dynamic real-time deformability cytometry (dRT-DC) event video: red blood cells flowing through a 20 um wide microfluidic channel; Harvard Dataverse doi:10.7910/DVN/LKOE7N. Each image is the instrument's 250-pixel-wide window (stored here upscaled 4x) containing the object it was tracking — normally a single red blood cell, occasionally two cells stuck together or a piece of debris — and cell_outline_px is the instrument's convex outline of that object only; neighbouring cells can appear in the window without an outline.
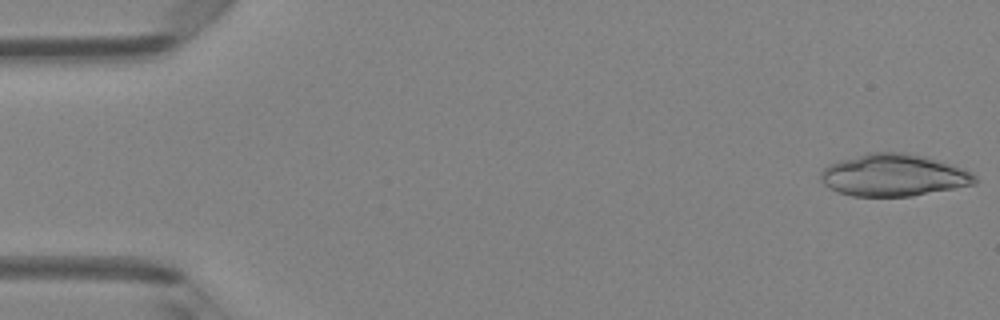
{"species": "Egyptian fruit bat (a non-hibernating species)", "species_latin": "Rousettus aegyptiacus", "temperature_condition": "room temperature", "stored_images_in_passage": 47, "camera_frame_rate_fps": 3000, "um_per_image_px": 0.085, "animal": {"sex": "female"}, "frame": {"image": 1, "passage_image": 1, "time_ms": 0.0, "image_size_px": [1000, 320], "cell_outline_px": [[976, 184], [912, 196], [852, 196], [840, 192], [824, 184], [820, 180], [820, 172], [828, 164], [840, 160], [868, 152], [904, 152], [924, 156], [964, 168], [972, 172], [976, 176]], "centroid_in_image_um": [75.97, 14.88], "position_along_channel_um": 9.0, "area_um2": 37.86}}
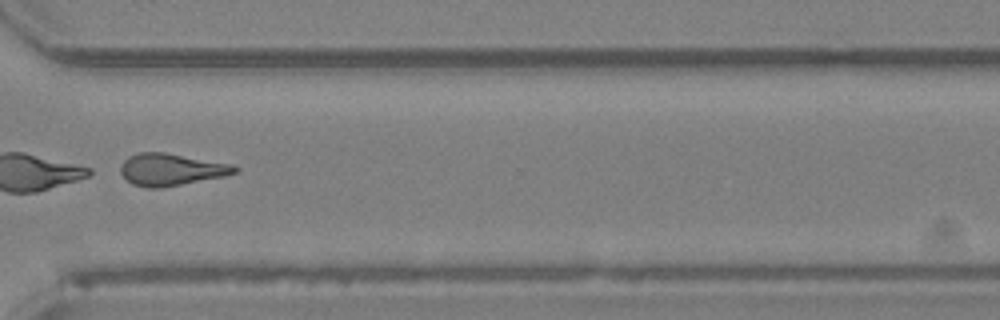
{"frame": {"image": 2, "passage_image": 36, "time_ms": 11.667, "image_size_px": [1000, 320], "cell_outline_px": [[240, 168], [236, 172], [224, 176], [160, 188], [148, 188], [132, 184], [120, 172], [120, 164], [128, 156], [140, 152], [164, 152], [232, 164]], "centroid_in_image_um": [14.52, 14.4], "position_along_channel_um": 356.1, "area_um2": 21.21}}